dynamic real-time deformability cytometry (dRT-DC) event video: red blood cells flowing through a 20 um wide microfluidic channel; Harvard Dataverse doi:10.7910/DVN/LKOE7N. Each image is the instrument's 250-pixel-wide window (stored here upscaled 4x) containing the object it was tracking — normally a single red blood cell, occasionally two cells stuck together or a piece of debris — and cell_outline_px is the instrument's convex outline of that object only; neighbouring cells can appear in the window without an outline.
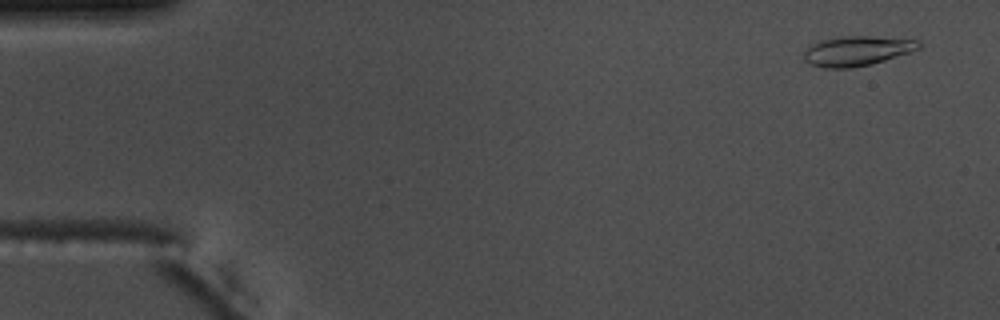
{"species": "common noctule bat (a hibernating species)", "species_latin": "Nyctalus noctula", "temperature_condition": "warm", "stored_images_in_passage": 13, "camera_frame_rate_fps": 3000, "um_per_image_px": 0.085, "animal": {"sex": "male", "body_mass_g": 17.5, "forearm_length_mm": 52.3}, "frame": {"image": 1, "passage_image": 3, "time_ms": 0.667, "image_size_px": [1000, 320], "cell_outline_px": [[920, 48], [872, 64], [852, 68], [824, 68], [812, 64], [804, 60], [804, 52], [812, 44], [824, 40], [840, 36], [868, 36], [920, 40]], "centroid_in_image_um": [72.84, 4.33], "position_along_channel_um": 12.2, "area_um2": 19.65}}